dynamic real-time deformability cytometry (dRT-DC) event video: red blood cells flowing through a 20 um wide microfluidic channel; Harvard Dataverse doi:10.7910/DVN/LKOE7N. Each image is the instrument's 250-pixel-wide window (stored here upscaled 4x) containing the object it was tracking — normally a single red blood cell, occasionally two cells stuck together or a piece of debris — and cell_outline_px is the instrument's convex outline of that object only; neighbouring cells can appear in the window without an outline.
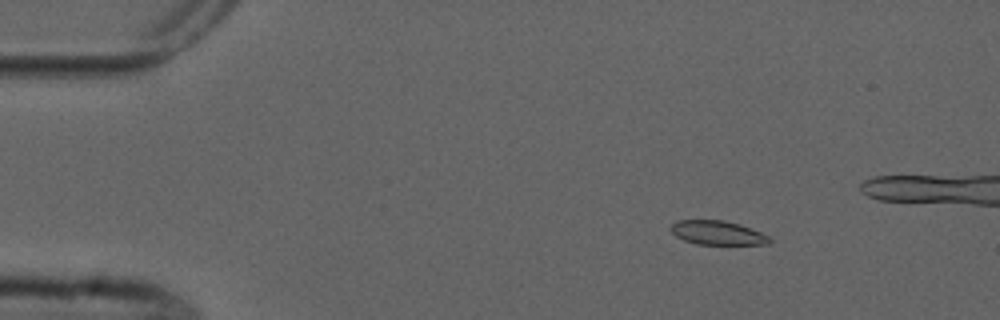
{"species": "common noctule bat (a hibernating species)", "species_latin": "Nyctalus noctula", "temperature_condition": "cold", "stored_images_in_passage": 7, "camera_frame_rate_fps": 3000, "um_per_image_px": 0.085, "animal": {"sex": "male", "forearm_length_mm": 52.5}, "frame": {"image": 1, "passage_image": 3, "time_ms": 2.333, "image_size_px": [1000, 320], "cell_outline_px": [[772, 240], [768, 244], [696, 244], [684, 240], [676, 236], [668, 228], [676, 220], [724, 220], [740, 224], [772, 236]], "centroid_in_image_um": [61.0, 19.78], "position_along_channel_um": 24.0, "area_um2": 13.99}}